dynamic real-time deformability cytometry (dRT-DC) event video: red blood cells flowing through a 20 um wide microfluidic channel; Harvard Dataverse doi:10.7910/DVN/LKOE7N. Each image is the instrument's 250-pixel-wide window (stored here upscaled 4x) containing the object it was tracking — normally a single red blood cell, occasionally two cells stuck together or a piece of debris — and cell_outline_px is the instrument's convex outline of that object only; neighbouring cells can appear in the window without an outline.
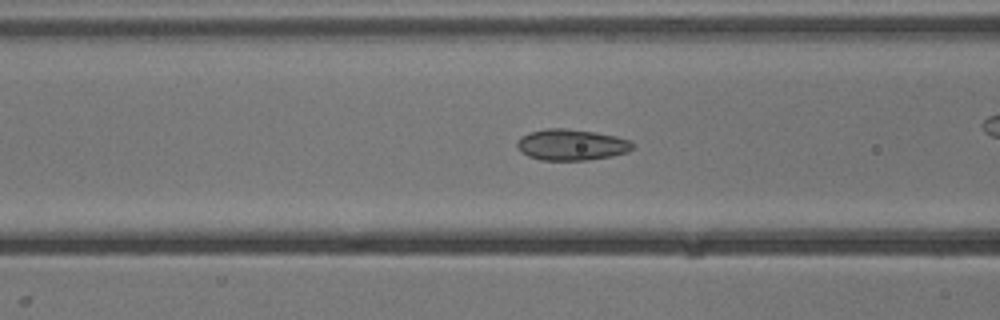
{"species": "common noctule bat (a hibernating species)", "species_latin": "Nyctalus noctula", "temperature_condition": "cold", "stored_images_in_passage": 50, "camera_frame_rate_fps": 3000, "um_per_image_px": 0.085, "animal": {"sex": "male", "body_mass_g": 13.3}, "frame": {"image": 1, "passage_image": 21, "time_ms": 6.667, "image_size_px": [1000, 320], "cell_outline_px": [[632, 148], [628, 152], [612, 156], [588, 160], [540, 160], [528, 156], [520, 152], [516, 144], [516, 140], [520, 136], [528, 132], [548, 128], [564, 128], [596, 132], [616, 136], [632, 140]], "centroid_in_image_um": [48.54, 12.3], "position_along_channel_um": 118.1, "area_um2": 21.21}}
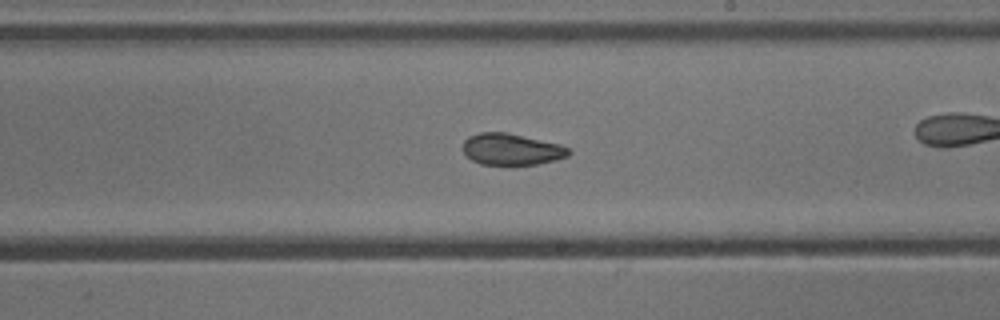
{"frame": {"image": 2, "passage_image": 31, "time_ms": 10.0, "image_size_px": [1000, 320], "cell_outline_px": [[572, 152], [568, 156], [556, 160], [536, 164], [512, 168], [480, 164], [472, 160], [464, 152], [464, 140], [468, 136], [480, 132], [508, 132], [560, 144], [568, 148]], "centroid_in_image_um": [43.49, 12.73], "position_along_channel_um": 245.5, "area_um2": 20.17}}
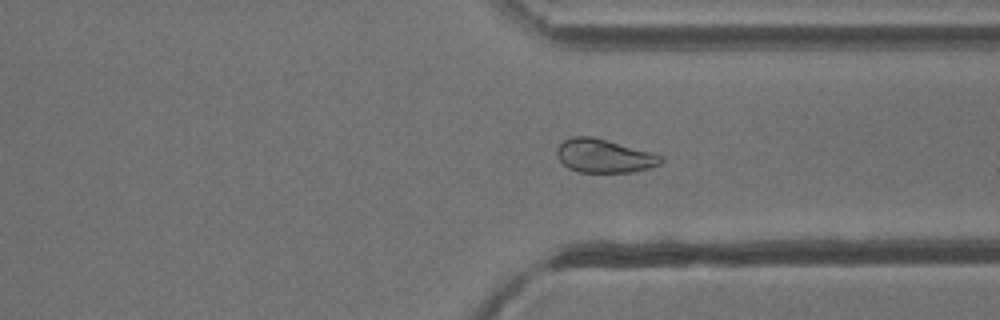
{"frame": {"image": 3, "passage_image": 40, "time_ms": 13.0, "image_size_px": [1000, 320], "cell_outline_px": [[664, 160], [660, 164], [648, 168], [632, 172], [580, 172], [568, 168], [560, 160], [556, 152], [556, 148], [564, 140], [572, 136], [592, 136], [656, 152]], "centroid_in_image_um": [51.38, 13.24], "position_along_channel_um": 360.0, "area_um2": 20.52}, "authors_computed_cell_mechanics": {"area_um2": 21.2415, "velocity_mm_per_s": 3.8237, "shape_relaxation_time_tau1_ms": null, "shape_relaxation_time_tau2_ms": 1.8505, "deformation_change_tau1": null, "deformation_change_tau2": 0.0555}}